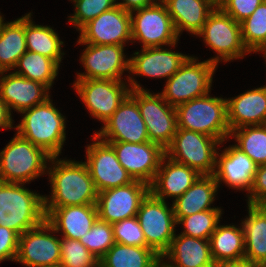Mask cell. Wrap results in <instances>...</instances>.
<instances>
[{"label":"cell","mask_w":266,"mask_h":267,"mask_svg":"<svg viewBox=\"0 0 266 267\" xmlns=\"http://www.w3.org/2000/svg\"><path fill=\"white\" fill-rule=\"evenodd\" d=\"M26 51L25 15L7 23L0 15V72L15 68Z\"/></svg>","instance_id":"cell-30"},{"label":"cell","mask_w":266,"mask_h":267,"mask_svg":"<svg viewBox=\"0 0 266 267\" xmlns=\"http://www.w3.org/2000/svg\"><path fill=\"white\" fill-rule=\"evenodd\" d=\"M79 32L82 43L124 46L126 41H132L130 12L115 6L85 24Z\"/></svg>","instance_id":"cell-18"},{"label":"cell","mask_w":266,"mask_h":267,"mask_svg":"<svg viewBox=\"0 0 266 267\" xmlns=\"http://www.w3.org/2000/svg\"><path fill=\"white\" fill-rule=\"evenodd\" d=\"M105 142L120 141L127 143H145L149 141L146 124L141 116L137 102L128 95L118 109L95 132Z\"/></svg>","instance_id":"cell-19"},{"label":"cell","mask_w":266,"mask_h":267,"mask_svg":"<svg viewBox=\"0 0 266 267\" xmlns=\"http://www.w3.org/2000/svg\"><path fill=\"white\" fill-rule=\"evenodd\" d=\"M13 119L7 104L0 97V128H13Z\"/></svg>","instance_id":"cell-46"},{"label":"cell","mask_w":266,"mask_h":267,"mask_svg":"<svg viewBox=\"0 0 266 267\" xmlns=\"http://www.w3.org/2000/svg\"><path fill=\"white\" fill-rule=\"evenodd\" d=\"M264 0H226L220 8L236 22L248 18Z\"/></svg>","instance_id":"cell-42"},{"label":"cell","mask_w":266,"mask_h":267,"mask_svg":"<svg viewBox=\"0 0 266 267\" xmlns=\"http://www.w3.org/2000/svg\"><path fill=\"white\" fill-rule=\"evenodd\" d=\"M127 86L124 81L101 79L77 80L73 84L91 116L103 124L129 95L131 89Z\"/></svg>","instance_id":"cell-12"},{"label":"cell","mask_w":266,"mask_h":267,"mask_svg":"<svg viewBox=\"0 0 266 267\" xmlns=\"http://www.w3.org/2000/svg\"><path fill=\"white\" fill-rule=\"evenodd\" d=\"M177 127L216 138L221 143L230 137L227 100L208 94L175 107Z\"/></svg>","instance_id":"cell-4"},{"label":"cell","mask_w":266,"mask_h":267,"mask_svg":"<svg viewBox=\"0 0 266 267\" xmlns=\"http://www.w3.org/2000/svg\"><path fill=\"white\" fill-rule=\"evenodd\" d=\"M218 184L213 175H201L193 185L172 204L175 217H186L206 210H221L211 207Z\"/></svg>","instance_id":"cell-27"},{"label":"cell","mask_w":266,"mask_h":267,"mask_svg":"<svg viewBox=\"0 0 266 267\" xmlns=\"http://www.w3.org/2000/svg\"><path fill=\"white\" fill-rule=\"evenodd\" d=\"M241 33L243 43L250 53L266 44V0L241 22Z\"/></svg>","instance_id":"cell-37"},{"label":"cell","mask_w":266,"mask_h":267,"mask_svg":"<svg viewBox=\"0 0 266 267\" xmlns=\"http://www.w3.org/2000/svg\"><path fill=\"white\" fill-rule=\"evenodd\" d=\"M44 267H63L61 264L53 265V266H44Z\"/></svg>","instance_id":"cell-54"},{"label":"cell","mask_w":266,"mask_h":267,"mask_svg":"<svg viewBox=\"0 0 266 267\" xmlns=\"http://www.w3.org/2000/svg\"><path fill=\"white\" fill-rule=\"evenodd\" d=\"M262 52V54H264L263 56L265 57V60H266V44L265 45H263V46H261V47H259L256 51H255V53L256 52Z\"/></svg>","instance_id":"cell-50"},{"label":"cell","mask_w":266,"mask_h":267,"mask_svg":"<svg viewBox=\"0 0 266 267\" xmlns=\"http://www.w3.org/2000/svg\"><path fill=\"white\" fill-rule=\"evenodd\" d=\"M226 100L230 131L244 126L266 124V86Z\"/></svg>","instance_id":"cell-25"},{"label":"cell","mask_w":266,"mask_h":267,"mask_svg":"<svg viewBox=\"0 0 266 267\" xmlns=\"http://www.w3.org/2000/svg\"><path fill=\"white\" fill-rule=\"evenodd\" d=\"M79 241L100 260L116 243L112 224L97 219L88 233Z\"/></svg>","instance_id":"cell-38"},{"label":"cell","mask_w":266,"mask_h":267,"mask_svg":"<svg viewBox=\"0 0 266 267\" xmlns=\"http://www.w3.org/2000/svg\"><path fill=\"white\" fill-rule=\"evenodd\" d=\"M51 156L30 141L16 136L0 152V181L25 184L44 175Z\"/></svg>","instance_id":"cell-5"},{"label":"cell","mask_w":266,"mask_h":267,"mask_svg":"<svg viewBox=\"0 0 266 267\" xmlns=\"http://www.w3.org/2000/svg\"><path fill=\"white\" fill-rule=\"evenodd\" d=\"M21 113L24 116L15 126L17 133L51 157H58L66 140V118L54 107L50 97Z\"/></svg>","instance_id":"cell-2"},{"label":"cell","mask_w":266,"mask_h":267,"mask_svg":"<svg viewBox=\"0 0 266 267\" xmlns=\"http://www.w3.org/2000/svg\"><path fill=\"white\" fill-rule=\"evenodd\" d=\"M122 1L116 2V5L128 12H132L134 10L148 7L154 4L152 0H122Z\"/></svg>","instance_id":"cell-45"},{"label":"cell","mask_w":266,"mask_h":267,"mask_svg":"<svg viewBox=\"0 0 266 267\" xmlns=\"http://www.w3.org/2000/svg\"><path fill=\"white\" fill-rule=\"evenodd\" d=\"M156 1V2H155ZM160 1V2H157ZM168 0H152L153 3H160V4H164L166 3Z\"/></svg>","instance_id":"cell-52"},{"label":"cell","mask_w":266,"mask_h":267,"mask_svg":"<svg viewBox=\"0 0 266 267\" xmlns=\"http://www.w3.org/2000/svg\"><path fill=\"white\" fill-rule=\"evenodd\" d=\"M0 72V97L7 104L10 112H22L37 104L43 103L50 97L49 89L37 81L10 72L3 75Z\"/></svg>","instance_id":"cell-21"},{"label":"cell","mask_w":266,"mask_h":267,"mask_svg":"<svg viewBox=\"0 0 266 267\" xmlns=\"http://www.w3.org/2000/svg\"><path fill=\"white\" fill-rule=\"evenodd\" d=\"M200 176L197 170L164 155L155 179L150 185V192L164 201L166 197L176 199L186 192Z\"/></svg>","instance_id":"cell-24"},{"label":"cell","mask_w":266,"mask_h":267,"mask_svg":"<svg viewBox=\"0 0 266 267\" xmlns=\"http://www.w3.org/2000/svg\"><path fill=\"white\" fill-rule=\"evenodd\" d=\"M149 192L150 186L138 180L98 192V219L113 224L137 216L140 204Z\"/></svg>","instance_id":"cell-14"},{"label":"cell","mask_w":266,"mask_h":267,"mask_svg":"<svg viewBox=\"0 0 266 267\" xmlns=\"http://www.w3.org/2000/svg\"><path fill=\"white\" fill-rule=\"evenodd\" d=\"M217 225L210 236L211 255L214 262L244 259L245 243L242 225Z\"/></svg>","instance_id":"cell-31"},{"label":"cell","mask_w":266,"mask_h":267,"mask_svg":"<svg viewBox=\"0 0 266 267\" xmlns=\"http://www.w3.org/2000/svg\"><path fill=\"white\" fill-rule=\"evenodd\" d=\"M87 47L80 59L86 70L77 74V80L101 79L123 81L122 75L125 70L129 71L130 59H126L124 46L122 45H95L82 43Z\"/></svg>","instance_id":"cell-16"},{"label":"cell","mask_w":266,"mask_h":267,"mask_svg":"<svg viewBox=\"0 0 266 267\" xmlns=\"http://www.w3.org/2000/svg\"><path fill=\"white\" fill-rule=\"evenodd\" d=\"M222 210H206L186 217H175L176 224L184 226L181 234L209 240L220 222Z\"/></svg>","instance_id":"cell-36"},{"label":"cell","mask_w":266,"mask_h":267,"mask_svg":"<svg viewBox=\"0 0 266 267\" xmlns=\"http://www.w3.org/2000/svg\"><path fill=\"white\" fill-rule=\"evenodd\" d=\"M266 215V207H258Z\"/></svg>","instance_id":"cell-53"},{"label":"cell","mask_w":266,"mask_h":267,"mask_svg":"<svg viewBox=\"0 0 266 267\" xmlns=\"http://www.w3.org/2000/svg\"><path fill=\"white\" fill-rule=\"evenodd\" d=\"M75 6L74 15L69 22L80 30L85 24L98 17L101 13L113 9L116 0H72Z\"/></svg>","instance_id":"cell-40"},{"label":"cell","mask_w":266,"mask_h":267,"mask_svg":"<svg viewBox=\"0 0 266 267\" xmlns=\"http://www.w3.org/2000/svg\"><path fill=\"white\" fill-rule=\"evenodd\" d=\"M86 148V165L98 192L125 186L134 180L117 159L113 147L94 134Z\"/></svg>","instance_id":"cell-13"},{"label":"cell","mask_w":266,"mask_h":267,"mask_svg":"<svg viewBox=\"0 0 266 267\" xmlns=\"http://www.w3.org/2000/svg\"><path fill=\"white\" fill-rule=\"evenodd\" d=\"M244 231V259L260 267L266 265V215L248 204V217L241 223Z\"/></svg>","instance_id":"cell-29"},{"label":"cell","mask_w":266,"mask_h":267,"mask_svg":"<svg viewBox=\"0 0 266 267\" xmlns=\"http://www.w3.org/2000/svg\"><path fill=\"white\" fill-rule=\"evenodd\" d=\"M235 146L247 154L257 166L266 164V124L244 126L230 132Z\"/></svg>","instance_id":"cell-35"},{"label":"cell","mask_w":266,"mask_h":267,"mask_svg":"<svg viewBox=\"0 0 266 267\" xmlns=\"http://www.w3.org/2000/svg\"><path fill=\"white\" fill-rule=\"evenodd\" d=\"M189 56L180 69L167 80L159 93L171 106L176 107L210 92L217 65L209 60L198 62Z\"/></svg>","instance_id":"cell-7"},{"label":"cell","mask_w":266,"mask_h":267,"mask_svg":"<svg viewBox=\"0 0 266 267\" xmlns=\"http://www.w3.org/2000/svg\"><path fill=\"white\" fill-rule=\"evenodd\" d=\"M53 227L45 220L39 226L20 235L16 262L26 267L60 264V239L53 236Z\"/></svg>","instance_id":"cell-17"},{"label":"cell","mask_w":266,"mask_h":267,"mask_svg":"<svg viewBox=\"0 0 266 267\" xmlns=\"http://www.w3.org/2000/svg\"><path fill=\"white\" fill-rule=\"evenodd\" d=\"M135 13L134 16V12ZM131 16V37L132 40H139L142 48H154L175 46L178 42V35L175 31L171 16L165 4L154 3L151 6L130 12Z\"/></svg>","instance_id":"cell-11"},{"label":"cell","mask_w":266,"mask_h":267,"mask_svg":"<svg viewBox=\"0 0 266 267\" xmlns=\"http://www.w3.org/2000/svg\"><path fill=\"white\" fill-rule=\"evenodd\" d=\"M60 251V264L63 267H99V259L79 240L62 237Z\"/></svg>","instance_id":"cell-39"},{"label":"cell","mask_w":266,"mask_h":267,"mask_svg":"<svg viewBox=\"0 0 266 267\" xmlns=\"http://www.w3.org/2000/svg\"><path fill=\"white\" fill-rule=\"evenodd\" d=\"M250 194V195H249ZM247 205H255L266 197V164L257 166Z\"/></svg>","instance_id":"cell-44"},{"label":"cell","mask_w":266,"mask_h":267,"mask_svg":"<svg viewBox=\"0 0 266 267\" xmlns=\"http://www.w3.org/2000/svg\"><path fill=\"white\" fill-rule=\"evenodd\" d=\"M24 184L0 181V226L22 235L46 220L44 196Z\"/></svg>","instance_id":"cell-3"},{"label":"cell","mask_w":266,"mask_h":267,"mask_svg":"<svg viewBox=\"0 0 266 267\" xmlns=\"http://www.w3.org/2000/svg\"><path fill=\"white\" fill-rule=\"evenodd\" d=\"M212 267H257L245 259L214 262Z\"/></svg>","instance_id":"cell-47"},{"label":"cell","mask_w":266,"mask_h":267,"mask_svg":"<svg viewBox=\"0 0 266 267\" xmlns=\"http://www.w3.org/2000/svg\"><path fill=\"white\" fill-rule=\"evenodd\" d=\"M130 59L129 72L153 78H171L189 57L162 47L142 48Z\"/></svg>","instance_id":"cell-22"},{"label":"cell","mask_w":266,"mask_h":267,"mask_svg":"<svg viewBox=\"0 0 266 267\" xmlns=\"http://www.w3.org/2000/svg\"><path fill=\"white\" fill-rule=\"evenodd\" d=\"M49 162L52 167H47V173L52 193L50 197L44 196V209L96 204L98 191L85 162L57 157H51Z\"/></svg>","instance_id":"cell-1"},{"label":"cell","mask_w":266,"mask_h":267,"mask_svg":"<svg viewBox=\"0 0 266 267\" xmlns=\"http://www.w3.org/2000/svg\"><path fill=\"white\" fill-rule=\"evenodd\" d=\"M114 240L123 245L147 247V243L136 216L112 224Z\"/></svg>","instance_id":"cell-41"},{"label":"cell","mask_w":266,"mask_h":267,"mask_svg":"<svg viewBox=\"0 0 266 267\" xmlns=\"http://www.w3.org/2000/svg\"><path fill=\"white\" fill-rule=\"evenodd\" d=\"M137 219L143 231L147 247L162 256L175 237L176 219L173 207L156 198L151 192L142 200Z\"/></svg>","instance_id":"cell-10"},{"label":"cell","mask_w":266,"mask_h":267,"mask_svg":"<svg viewBox=\"0 0 266 267\" xmlns=\"http://www.w3.org/2000/svg\"><path fill=\"white\" fill-rule=\"evenodd\" d=\"M127 78L131 84L129 95L138 104L149 141L159 144L165 150L171 144L178 128L175 107L169 105L159 93L152 94L143 89L134 78Z\"/></svg>","instance_id":"cell-6"},{"label":"cell","mask_w":266,"mask_h":267,"mask_svg":"<svg viewBox=\"0 0 266 267\" xmlns=\"http://www.w3.org/2000/svg\"><path fill=\"white\" fill-rule=\"evenodd\" d=\"M159 257L149 247L115 243L99 260V267H154Z\"/></svg>","instance_id":"cell-33"},{"label":"cell","mask_w":266,"mask_h":267,"mask_svg":"<svg viewBox=\"0 0 266 267\" xmlns=\"http://www.w3.org/2000/svg\"><path fill=\"white\" fill-rule=\"evenodd\" d=\"M164 4L178 37L183 30L197 35L215 9L208 0H168Z\"/></svg>","instance_id":"cell-28"},{"label":"cell","mask_w":266,"mask_h":267,"mask_svg":"<svg viewBox=\"0 0 266 267\" xmlns=\"http://www.w3.org/2000/svg\"><path fill=\"white\" fill-rule=\"evenodd\" d=\"M215 8L220 7L226 0H208Z\"/></svg>","instance_id":"cell-49"},{"label":"cell","mask_w":266,"mask_h":267,"mask_svg":"<svg viewBox=\"0 0 266 267\" xmlns=\"http://www.w3.org/2000/svg\"><path fill=\"white\" fill-rule=\"evenodd\" d=\"M114 149L117 159L133 180L149 186L155 179L165 150L156 143L108 142Z\"/></svg>","instance_id":"cell-15"},{"label":"cell","mask_w":266,"mask_h":267,"mask_svg":"<svg viewBox=\"0 0 266 267\" xmlns=\"http://www.w3.org/2000/svg\"><path fill=\"white\" fill-rule=\"evenodd\" d=\"M31 13L25 15V39L28 51L53 59L59 66L64 52L61 51L63 41L50 26L35 25Z\"/></svg>","instance_id":"cell-32"},{"label":"cell","mask_w":266,"mask_h":267,"mask_svg":"<svg viewBox=\"0 0 266 267\" xmlns=\"http://www.w3.org/2000/svg\"><path fill=\"white\" fill-rule=\"evenodd\" d=\"M216 138L192 130L177 128L171 144L165 149L170 159L197 170L201 175H213L216 169Z\"/></svg>","instance_id":"cell-8"},{"label":"cell","mask_w":266,"mask_h":267,"mask_svg":"<svg viewBox=\"0 0 266 267\" xmlns=\"http://www.w3.org/2000/svg\"><path fill=\"white\" fill-rule=\"evenodd\" d=\"M257 207H266V197L260 201L259 203L255 204Z\"/></svg>","instance_id":"cell-51"},{"label":"cell","mask_w":266,"mask_h":267,"mask_svg":"<svg viewBox=\"0 0 266 267\" xmlns=\"http://www.w3.org/2000/svg\"><path fill=\"white\" fill-rule=\"evenodd\" d=\"M175 267H212L209 240L175 234L169 249L162 255Z\"/></svg>","instance_id":"cell-26"},{"label":"cell","mask_w":266,"mask_h":267,"mask_svg":"<svg viewBox=\"0 0 266 267\" xmlns=\"http://www.w3.org/2000/svg\"><path fill=\"white\" fill-rule=\"evenodd\" d=\"M46 221L53 232L62 233L63 238L79 240L92 228L98 219L96 204L73 205L56 209H45Z\"/></svg>","instance_id":"cell-23"},{"label":"cell","mask_w":266,"mask_h":267,"mask_svg":"<svg viewBox=\"0 0 266 267\" xmlns=\"http://www.w3.org/2000/svg\"><path fill=\"white\" fill-rule=\"evenodd\" d=\"M163 259H164V258H163L162 256H160V257L158 258V260L156 261L154 267H175L174 265H172V264L169 263L168 261H166L167 263L164 262Z\"/></svg>","instance_id":"cell-48"},{"label":"cell","mask_w":266,"mask_h":267,"mask_svg":"<svg viewBox=\"0 0 266 267\" xmlns=\"http://www.w3.org/2000/svg\"><path fill=\"white\" fill-rule=\"evenodd\" d=\"M222 152L216 154V169L213 174L218 187L220 181H223L235 190L245 189L250 193L257 169L255 162L235 145Z\"/></svg>","instance_id":"cell-20"},{"label":"cell","mask_w":266,"mask_h":267,"mask_svg":"<svg viewBox=\"0 0 266 267\" xmlns=\"http://www.w3.org/2000/svg\"><path fill=\"white\" fill-rule=\"evenodd\" d=\"M15 68H18L14 70L15 74L42 83L50 90L59 65L53 59L27 50L19 58Z\"/></svg>","instance_id":"cell-34"},{"label":"cell","mask_w":266,"mask_h":267,"mask_svg":"<svg viewBox=\"0 0 266 267\" xmlns=\"http://www.w3.org/2000/svg\"><path fill=\"white\" fill-rule=\"evenodd\" d=\"M214 50L217 57L208 59L218 65L219 60L225 62L244 57L250 53L242 40L241 23L236 22L220 7H216L207 17L201 31L197 34Z\"/></svg>","instance_id":"cell-9"},{"label":"cell","mask_w":266,"mask_h":267,"mask_svg":"<svg viewBox=\"0 0 266 267\" xmlns=\"http://www.w3.org/2000/svg\"><path fill=\"white\" fill-rule=\"evenodd\" d=\"M20 235L7 227L0 226V262L16 261Z\"/></svg>","instance_id":"cell-43"}]
</instances>
